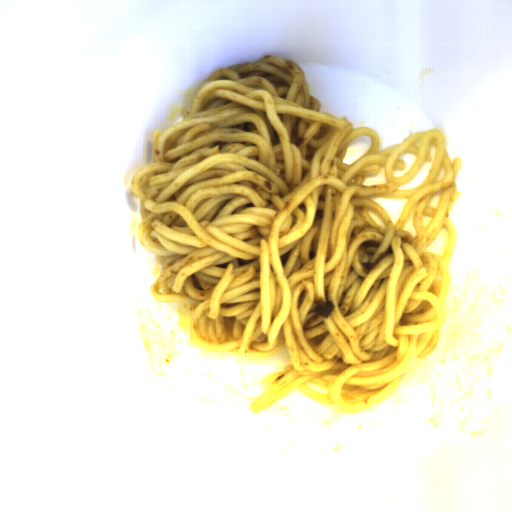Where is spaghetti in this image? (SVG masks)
<instances>
[{"label":"spaghetti","instance_id":"1","mask_svg":"<svg viewBox=\"0 0 512 512\" xmlns=\"http://www.w3.org/2000/svg\"><path fill=\"white\" fill-rule=\"evenodd\" d=\"M320 106L290 58L218 68L182 120L153 129L151 161L129 183L139 241L162 266L152 298L184 305L192 341L257 359L286 348L253 415L296 388L345 414L375 407L438 347L448 314L462 158L436 128L379 150L375 129ZM364 135L369 150L343 163ZM430 144L426 179L397 190ZM369 197L409 199L394 226ZM442 226L439 256L424 249Z\"/></svg>","mask_w":512,"mask_h":512}]
</instances>
